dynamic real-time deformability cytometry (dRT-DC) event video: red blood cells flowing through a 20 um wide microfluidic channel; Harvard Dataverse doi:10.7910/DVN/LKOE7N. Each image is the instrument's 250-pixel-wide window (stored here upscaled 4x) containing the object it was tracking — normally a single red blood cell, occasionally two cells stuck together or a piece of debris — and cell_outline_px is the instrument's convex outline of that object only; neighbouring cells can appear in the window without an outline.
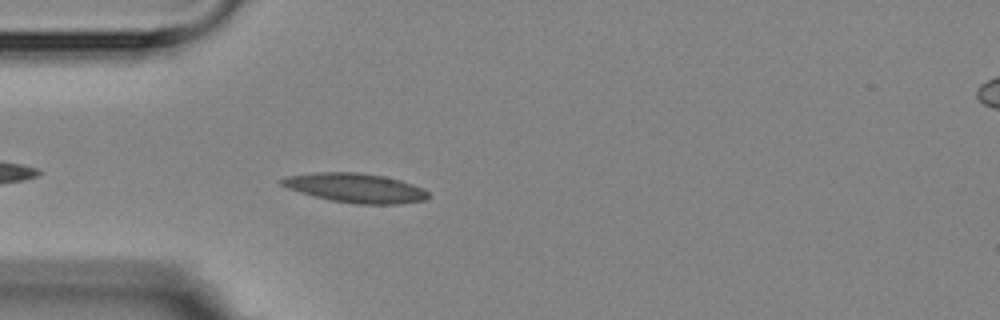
{"species": "Egyptian fruit bat (a non-hibernating species)", "species_latin": "Rousettus aegyptiacus", "temperature_condition": "room temperature", "stored_images_in_passage": 4, "camera_frame_rate_fps": 3000, "um_per_image_px": 0.085, "animal": {"sex": "female"}, "frame": {"image": 1, "passage_image": 4, "time_ms": 4.333, "image_size_px": [1000, 320], "cell_outline_px": [[428, 196], [424, 200], [400, 204], [356, 204], [332, 200], [312, 196], [288, 188], [280, 184], [280, 180], [288, 176], [316, 172], [356, 172], [384, 176], [400, 180], [424, 188], [428, 192]], "centroid_in_image_um": [30.22, 15.97], "position_along_channel_um": 54.8, "area_um2": 24.91}}